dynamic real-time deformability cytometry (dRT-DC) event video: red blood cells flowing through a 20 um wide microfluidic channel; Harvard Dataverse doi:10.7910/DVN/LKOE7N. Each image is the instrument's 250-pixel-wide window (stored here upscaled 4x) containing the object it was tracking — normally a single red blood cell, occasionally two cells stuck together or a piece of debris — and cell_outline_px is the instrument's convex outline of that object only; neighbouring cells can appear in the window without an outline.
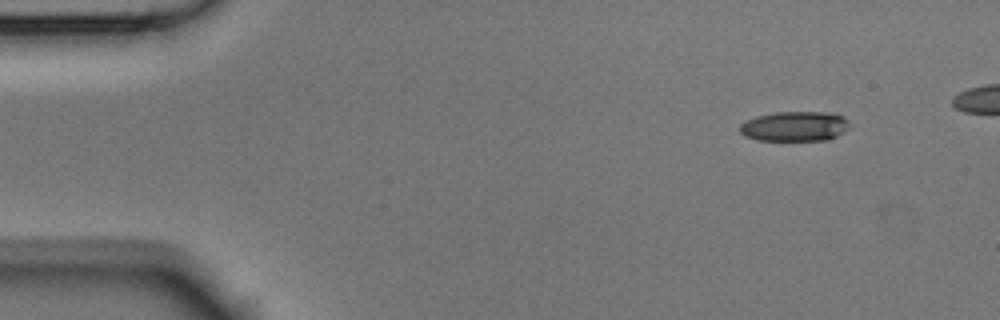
{"species": "Egyptian fruit bat (a non-hibernating species)", "species_latin": "Rousettus aegyptiacus", "temperature_condition": "room temperature", "stored_images_in_passage": 4, "camera_frame_rate_fps": 3000, "um_per_image_px": 0.085, "animal": {"sex": "male"}, "frame": {"image": 1, "passage_image": 1, "time_ms": 0.0, "image_size_px": [1000, 320], "cell_outline_px": [[852, 124], [844, 132], [828, 140], [756, 140], [744, 136], [740, 132], [740, 124], [756, 116], [776, 112], [832, 112], [844, 116]], "centroid_in_image_um": [67.59, 10.73], "position_along_channel_um": 17.4, "area_um2": 19.31}}